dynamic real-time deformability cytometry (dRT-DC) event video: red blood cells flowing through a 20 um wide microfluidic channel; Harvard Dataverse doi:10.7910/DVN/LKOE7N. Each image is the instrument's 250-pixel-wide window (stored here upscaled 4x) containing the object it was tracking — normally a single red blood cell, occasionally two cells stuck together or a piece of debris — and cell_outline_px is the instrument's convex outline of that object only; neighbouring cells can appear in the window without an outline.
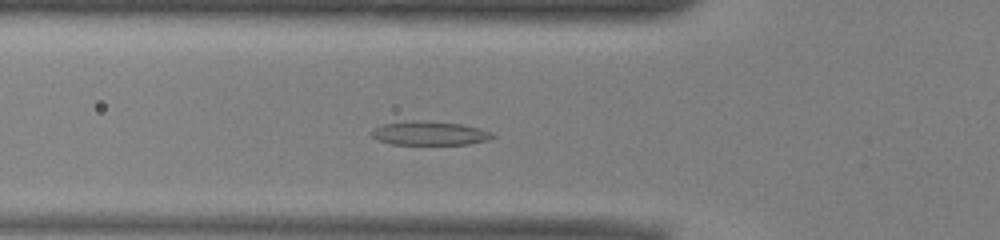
{"species": "common noctule bat (a hibernating species)", "species_latin": "Nyctalus noctula", "temperature_condition": "warm", "stored_images_in_passage": 45, "camera_frame_rate_fps": 3000, "um_per_image_px": 0.085, "animal": {"sex": "male", "body_mass_g": 13.0, "forearm_length_mm": 53.1}, "frame": {"image": 1, "passage_image": 11, "time_ms": 3.333, "image_size_px": [1000, 240], "cell_outline_px": [[496, 136], [488, 140], [468, 144], [392, 144], [376, 140], [368, 132], [384, 124], [404, 120], [416, 120], [460, 124], [480, 128], [492, 132]], "centroid_in_image_um": [36.49, 11.32], "position_along_channel_um": 89.3, "area_um2": 16.88}}
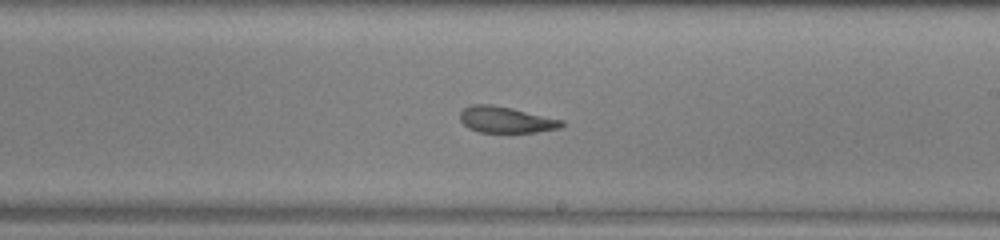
{"frame": {"image": 2, "passage_image": 23, "time_ms": 7.333, "image_size_px": [1000, 240], "cell_outline_px": [[564, 124], [560, 128], [536, 132], [480, 132], [468, 128], [460, 120], [460, 112], [464, 108], [472, 104], [492, 104], [512, 108], [564, 120]], "centroid_in_image_um": [43.0, 10.17], "position_along_channel_um": 246.0, "area_um2": 15.55}}
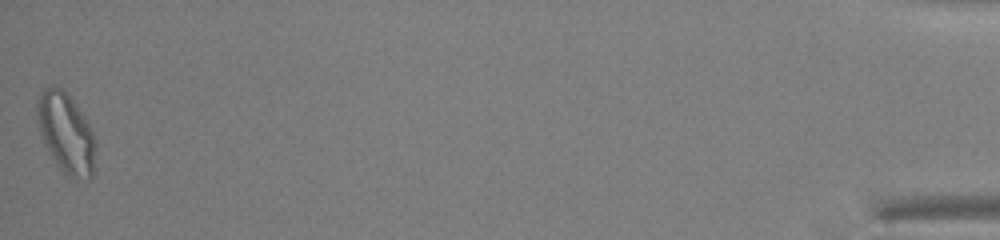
{"frame": {"image": 3, "passage_image": 45, "time_ms": 14.667, "image_size_px": [1000, 240], "cell_outline_px": [[96, 168], [92, 180], [84, 180], [68, 176], [56, 164], [44, 144], [40, 132], [36, 116], [36, 100], [40, 92], [44, 88], [52, 84], [56, 84], [64, 88], [88, 124], [96, 140]], "centroid_in_image_um": [5.62, 11.32], "position_along_channel_um": 429.6, "area_um2": 27.92}, "authors_computed_cell_mechanics": {"area_um2": 17.6868, "velocity_mm_per_s": 3.9181, "shape_relaxation_time_tau1_ms": null, "shape_relaxation_time_tau2_ms": 3.8349, "deformation_change_tau1": null, "deformation_change_tau2": 0.1079}}